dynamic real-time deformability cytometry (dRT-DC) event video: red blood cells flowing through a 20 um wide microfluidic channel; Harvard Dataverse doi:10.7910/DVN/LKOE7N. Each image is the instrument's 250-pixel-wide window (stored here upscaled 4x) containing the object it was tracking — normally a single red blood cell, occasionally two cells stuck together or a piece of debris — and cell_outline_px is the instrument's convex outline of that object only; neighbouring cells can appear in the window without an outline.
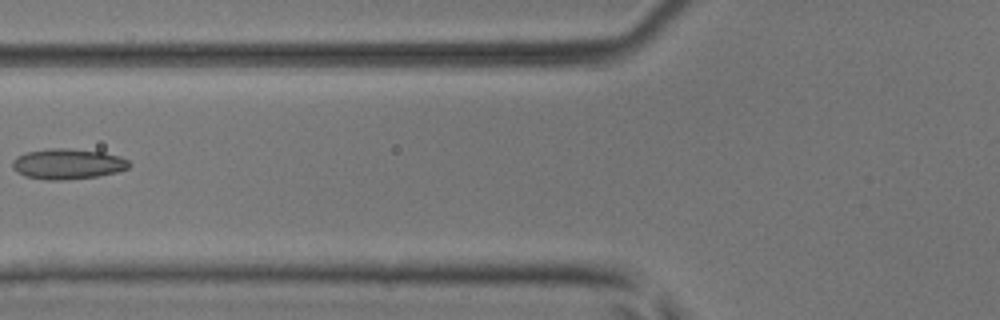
{"species": "common noctule bat (a hibernating species)", "species_latin": "Nyctalus noctula", "temperature_condition": "room temperature", "stored_images_in_passage": 6, "camera_frame_rate_fps": 3000, "um_per_image_px": 0.085, "animal": {"sex": "male", "body_mass_g": 17.9, "forearm_length_mm": 54.2}, "frame": {"image": 1, "passage_image": 6, "time_ms": 1.667, "image_size_px": [1000, 320], "cell_outline_px": [[132, 164], [128, 168], [116, 172], [96, 176], [64, 180], [48, 180], [24, 176], [16, 172], [12, 168], [12, 160], [16, 156], [28, 152], [48, 148], [64, 148], [104, 152], [120, 156], [128, 160]], "centroid_in_image_um": [5.74, 13.93], "position_along_channel_um": 120.1, "area_um2": 20.81}}